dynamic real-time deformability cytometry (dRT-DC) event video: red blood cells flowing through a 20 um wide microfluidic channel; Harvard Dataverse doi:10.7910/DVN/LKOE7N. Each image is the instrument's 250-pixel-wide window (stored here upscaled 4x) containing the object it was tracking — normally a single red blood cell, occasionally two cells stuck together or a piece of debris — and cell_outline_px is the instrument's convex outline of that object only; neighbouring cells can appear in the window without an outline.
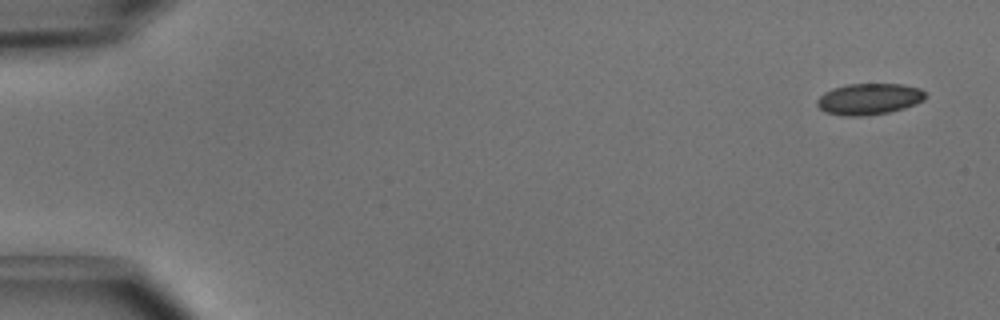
{"species": "common noctule bat (a hibernating species)", "species_latin": "Nyctalus noctula", "temperature_condition": "cold", "stored_images_in_passage": 5, "segment_of_instrument_passage": [1, 2], "camera_frame_rate_fps": 3000, "um_per_image_px": 0.085, "animal": {"sex": "male", "body_mass_g": 15.6}, "frame": {"image": 1, "passage_image": 1, "time_ms": 0.0, "image_size_px": [1000, 320], "cell_outline_px": [[924, 100], [916, 104], [904, 108], [888, 112], [860, 116], [844, 116], [824, 112], [816, 104], [816, 100], [824, 92], [832, 88], [848, 84], [904, 84], [920, 88], [924, 92]], "centroid_in_image_um": [73.84, 8.41], "position_along_channel_um": 11.2, "area_um2": 19.77}}
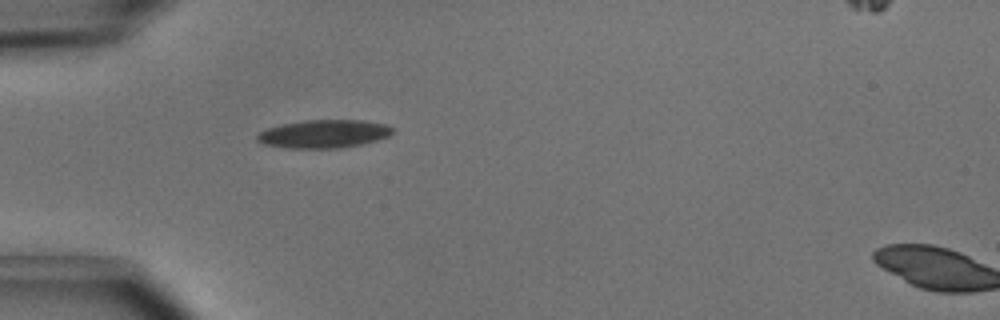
{"frame": {"image": 2, "passage_image": 4, "time_ms": 1.0, "image_size_px": [1000, 320], "cell_outline_px": [[396, 132], [388, 136], [364, 144], [340, 148], [288, 148], [264, 144], [256, 140], [256, 136], [260, 132], [268, 128], [280, 124], [304, 120], [364, 120], [388, 124], [396, 128]], "centroid_in_image_um": [27.59, 11.37], "position_along_channel_um": 57.4, "area_um2": 22.54}}